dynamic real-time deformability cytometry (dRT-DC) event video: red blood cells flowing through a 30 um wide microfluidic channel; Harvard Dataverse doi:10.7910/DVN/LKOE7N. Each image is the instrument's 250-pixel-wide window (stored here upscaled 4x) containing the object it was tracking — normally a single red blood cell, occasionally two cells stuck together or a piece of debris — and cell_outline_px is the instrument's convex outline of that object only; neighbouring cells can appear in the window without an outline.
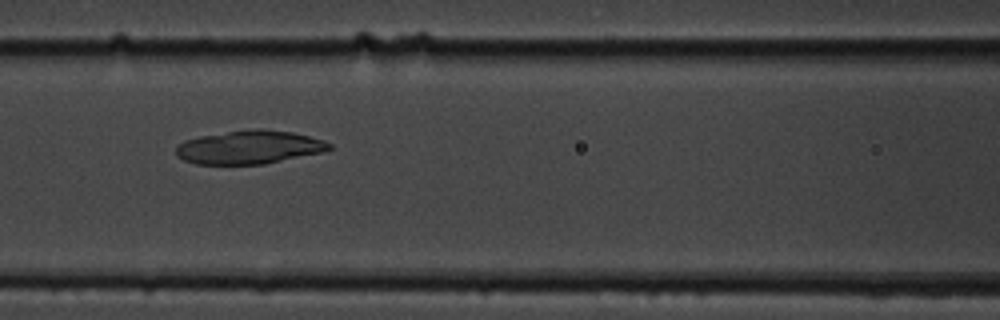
{"species": "common noctule bat (a hibernating species)", "species_latin": "Nyctalus noctula", "temperature_condition": "cold", "stored_images_in_passage": 6, "camera_frame_rate_fps": 3000, "um_per_image_px": 0.085, "animal": {"sex": "male", "body_mass_g": 19.5, "forearm_length_mm": 54.6}, "frame": {"image": 1, "passage_image": 4, "time_ms": 3.333, "image_size_px": [1000, 320], "cell_outline_px": [[332, 148], [324, 152], [264, 164], [196, 164], [184, 160], [176, 156], [176, 148], [184, 140], [200, 136], [256, 128], [264, 128], [292, 132], [324, 140], [332, 144]], "centroid_in_image_um": [21.22, 12.51], "position_along_channel_um": 145.4, "area_um2": 29.88}}
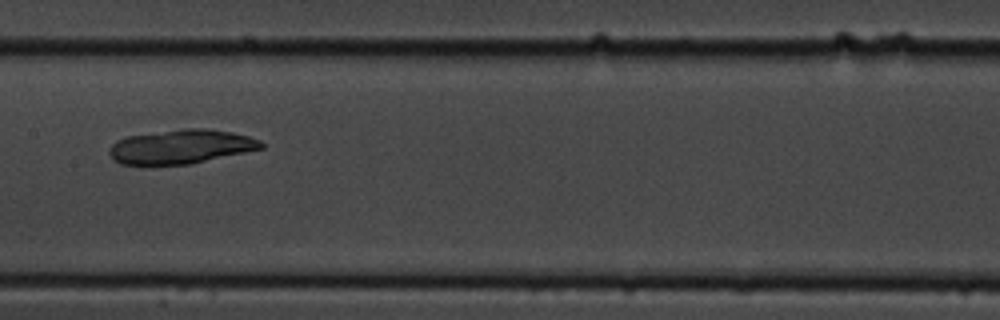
{"frame": {"image": 2, "passage_image": 5, "time_ms": 4.667, "image_size_px": [1000, 320], "cell_outline_px": [[264, 148], [188, 164], [120, 164], [112, 160], [108, 152], [108, 148], [116, 140], [128, 136], [184, 128], [208, 128], [232, 132], [248, 136], [260, 140], [264, 144]], "centroid_in_image_um": [15.36, 12.46], "position_along_channel_um": 192.0, "area_um2": 30.11}}
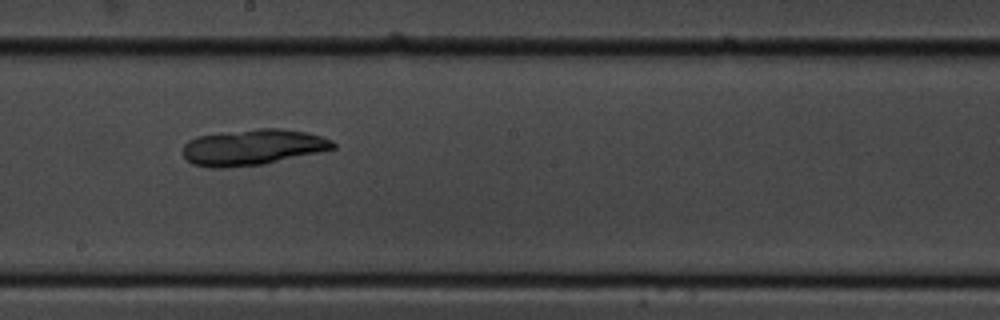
{"frame": {"image": 3, "passage_image": 6, "time_ms": 5.667, "image_size_px": [1000, 320], "cell_outline_px": [[336, 148], [264, 164], [228, 168], [212, 168], [192, 164], [184, 156], [184, 144], [188, 140], [196, 136], [260, 128], [280, 128], [308, 132], [332, 140], [336, 144]], "centroid_in_image_um": [21.48, 12.52], "position_along_channel_um": 226.7, "area_um2": 31.39}}